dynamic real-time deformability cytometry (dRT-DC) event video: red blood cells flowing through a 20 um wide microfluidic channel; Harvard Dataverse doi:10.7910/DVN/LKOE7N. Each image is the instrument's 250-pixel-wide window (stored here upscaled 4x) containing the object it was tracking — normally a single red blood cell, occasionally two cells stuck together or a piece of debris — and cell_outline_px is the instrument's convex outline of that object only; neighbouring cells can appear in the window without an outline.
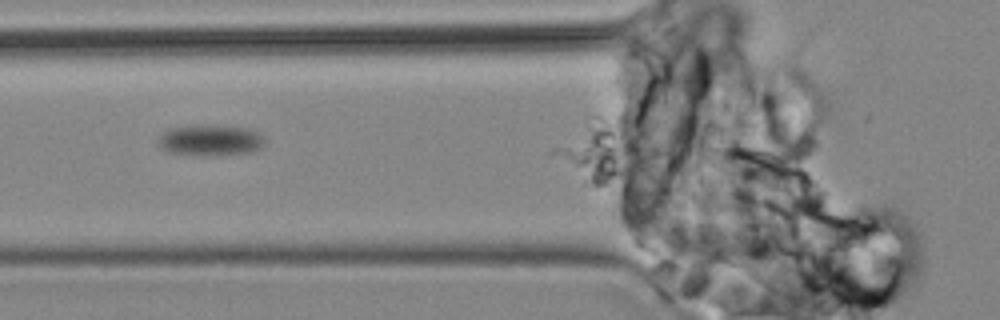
{"species": "common noctule bat (a hibernating species)", "species_latin": "Nyctalus noctula", "temperature_condition": "cold", "stored_images_in_passage": 4, "camera_frame_rate_fps": 3000, "um_per_image_px": 0.085, "animal": {"sex": "male", "body_mass_g": 19.2, "forearm_length_mm": 51.8}, "frame": {"image": 1, "passage_image": 3, "time_ms": 2.333, "image_size_px": [1000, 320], "cell_outline_px": [[264, 144], [260, 148], [252, 152], [208, 156], [168, 152], [160, 148], [156, 140], [164, 132], [172, 128], [248, 128], [256, 132], [264, 140]], "centroid_in_image_um": [17.86, 11.99], "position_along_channel_um": 107.9, "area_um2": 18.15}}